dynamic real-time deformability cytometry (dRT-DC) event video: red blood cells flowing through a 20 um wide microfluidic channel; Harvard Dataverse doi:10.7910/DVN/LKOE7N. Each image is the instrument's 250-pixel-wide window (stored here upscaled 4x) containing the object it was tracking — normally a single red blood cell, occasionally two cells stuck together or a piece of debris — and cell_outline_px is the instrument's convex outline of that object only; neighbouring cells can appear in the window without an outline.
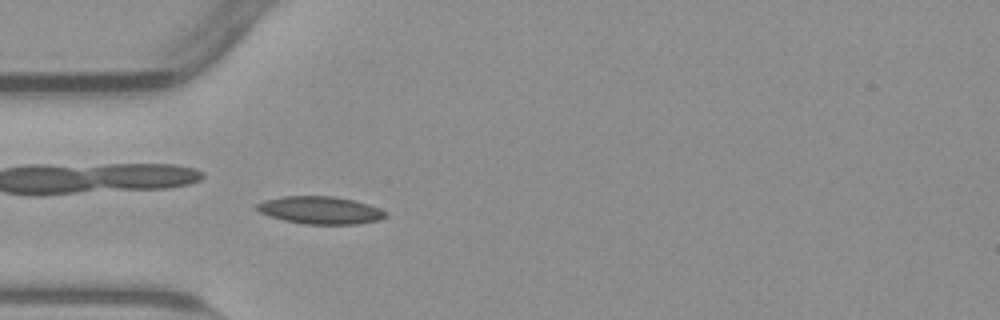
{"species": "common noctule bat (a hibernating species)", "species_latin": "Nyctalus noctula", "temperature_condition": "warm", "stored_images_in_passage": 54, "camera_frame_rate_fps": 3000, "um_per_image_px": 0.085, "animal": {"sex": "male", "body_mass_g": 23.1, "forearm_length_mm": 52.7}, "frame": {"image": 1, "passage_image": 16, "time_ms": 5.0, "image_size_px": [1000, 320], "cell_outline_px": [[388, 216], [380, 220], [356, 224], [304, 224], [284, 220], [260, 212], [256, 208], [256, 204], [264, 200], [284, 196], [336, 196], [368, 204], [380, 208]], "centroid_in_image_um": [27.24, 17.86], "position_along_channel_um": 57.8, "area_um2": 20.58}}
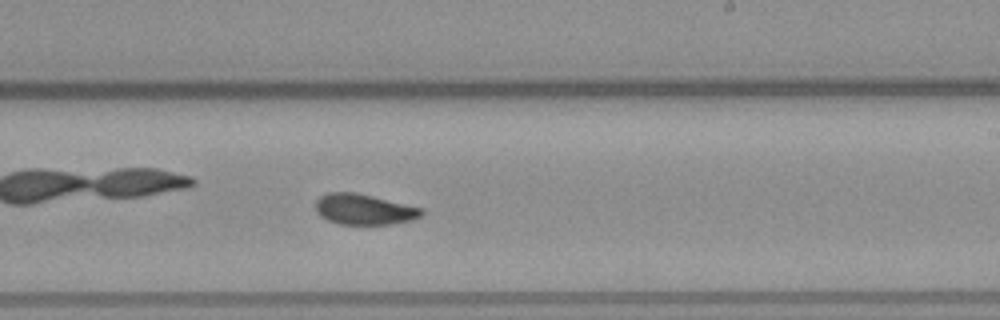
{"frame": {"image": 2, "passage_image": 32, "time_ms": 10.333, "image_size_px": [1000, 320], "cell_outline_px": [[424, 212], [420, 216], [412, 220], [392, 224], [340, 224], [328, 220], [320, 216], [316, 212], [316, 200], [320, 196], [328, 192], [356, 192], [420, 208]], "centroid_in_image_um": [30.9, 17.79], "position_along_channel_um": 258.1, "area_um2": 18.73}}
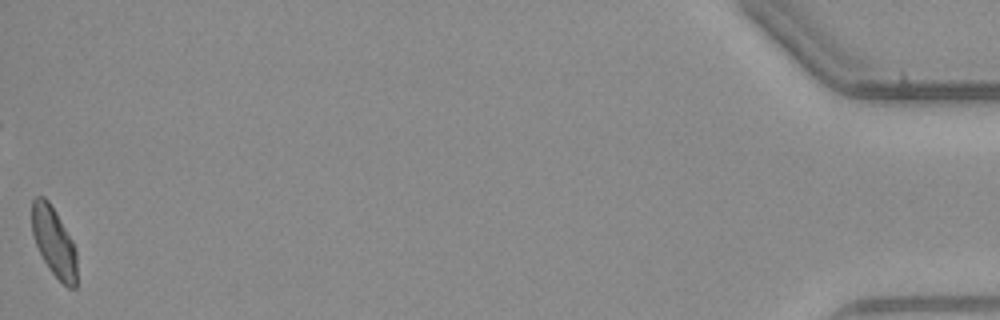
{"frame": {"image": 3, "passage_image": 54, "time_ms": 17.667, "image_size_px": [1000, 320], "cell_outline_px": [[76, 288], [68, 288], [48, 268], [32, 236], [32, 200], [36, 196], [44, 196], [48, 200], [56, 212], [72, 240], [76, 248]], "centroid_in_image_um": [4.58, 20.54], "position_along_channel_um": 430.6, "area_um2": 18.09}, "authors_computed_cell_mechanics": {"area_um2": 19.0451, "velocity_mm_per_s": 3.8083, "shape_relaxation_time_tau1_ms": 3.8869, "shape_relaxation_time_tau2_ms": 2.1794, "deformation_change_tau1": 0.1495, "deformation_change_tau2": 0.0729}}